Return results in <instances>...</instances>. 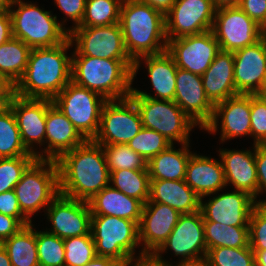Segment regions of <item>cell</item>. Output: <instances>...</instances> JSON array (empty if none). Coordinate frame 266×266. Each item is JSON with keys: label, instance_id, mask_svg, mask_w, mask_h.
I'll list each match as a JSON object with an SVG mask.
<instances>
[{"label": "cell", "instance_id": "16", "mask_svg": "<svg viewBox=\"0 0 266 266\" xmlns=\"http://www.w3.org/2000/svg\"><path fill=\"white\" fill-rule=\"evenodd\" d=\"M52 223L49 233L62 239L91 233V210L88 202L59 194L46 208Z\"/></svg>", "mask_w": 266, "mask_h": 266}, {"label": "cell", "instance_id": "10", "mask_svg": "<svg viewBox=\"0 0 266 266\" xmlns=\"http://www.w3.org/2000/svg\"><path fill=\"white\" fill-rule=\"evenodd\" d=\"M170 249L181 257L177 265L204 260L207 255L203 216L201 211L181 214L179 220L165 242L152 256L168 266L170 262L162 259L161 253Z\"/></svg>", "mask_w": 266, "mask_h": 266}, {"label": "cell", "instance_id": "33", "mask_svg": "<svg viewBox=\"0 0 266 266\" xmlns=\"http://www.w3.org/2000/svg\"><path fill=\"white\" fill-rule=\"evenodd\" d=\"M207 251L215 247L240 248L249 246V227L226 226L203 220Z\"/></svg>", "mask_w": 266, "mask_h": 266}, {"label": "cell", "instance_id": "50", "mask_svg": "<svg viewBox=\"0 0 266 266\" xmlns=\"http://www.w3.org/2000/svg\"><path fill=\"white\" fill-rule=\"evenodd\" d=\"M13 37L12 23L9 10L6 5L0 6V45Z\"/></svg>", "mask_w": 266, "mask_h": 266}, {"label": "cell", "instance_id": "11", "mask_svg": "<svg viewBox=\"0 0 266 266\" xmlns=\"http://www.w3.org/2000/svg\"><path fill=\"white\" fill-rule=\"evenodd\" d=\"M143 128L134 100H107L101 111L100 126L93 141L99 145L128 144Z\"/></svg>", "mask_w": 266, "mask_h": 266}, {"label": "cell", "instance_id": "21", "mask_svg": "<svg viewBox=\"0 0 266 266\" xmlns=\"http://www.w3.org/2000/svg\"><path fill=\"white\" fill-rule=\"evenodd\" d=\"M174 102L201 130L212 118L214 104L206 96L201 75L177 68Z\"/></svg>", "mask_w": 266, "mask_h": 266}, {"label": "cell", "instance_id": "22", "mask_svg": "<svg viewBox=\"0 0 266 266\" xmlns=\"http://www.w3.org/2000/svg\"><path fill=\"white\" fill-rule=\"evenodd\" d=\"M238 94H257L266 75V34L255 44L233 52Z\"/></svg>", "mask_w": 266, "mask_h": 266}, {"label": "cell", "instance_id": "20", "mask_svg": "<svg viewBox=\"0 0 266 266\" xmlns=\"http://www.w3.org/2000/svg\"><path fill=\"white\" fill-rule=\"evenodd\" d=\"M181 213L162 203L146 202L139 228V243L144 245L139 257L152 255L168 238Z\"/></svg>", "mask_w": 266, "mask_h": 266}, {"label": "cell", "instance_id": "35", "mask_svg": "<svg viewBox=\"0 0 266 266\" xmlns=\"http://www.w3.org/2000/svg\"><path fill=\"white\" fill-rule=\"evenodd\" d=\"M35 156L23 145L14 112L10 107L0 111V158Z\"/></svg>", "mask_w": 266, "mask_h": 266}, {"label": "cell", "instance_id": "47", "mask_svg": "<svg viewBox=\"0 0 266 266\" xmlns=\"http://www.w3.org/2000/svg\"><path fill=\"white\" fill-rule=\"evenodd\" d=\"M238 7L266 31V0H241Z\"/></svg>", "mask_w": 266, "mask_h": 266}, {"label": "cell", "instance_id": "5", "mask_svg": "<svg viewBox=\"0 0 266 266\" xmlns=\"http://www.w3.org/2000/svg\"><path fill=\"white\" fill-rule=\"evenodd\" d=\"M5 5L11 16L13 37L22 40L31 49L60 45L69 38L64 22L58 23L57 16L51 11L21 0H10ZM14 5L18 6L16 10Z\"/></svg>", "mask_w": 266, "mask_h": 266}, {"label": "cell", "instance_id": "30", "mask_svg": "<svg viewBox=\"0 0 266 266\" xmlns=\"http://www.w3.org/2000/svg\"><path fill=\"white\" fill-rule=\"evenodd\" d=\"M181 145L175 149L173 143L147 162L150 180H185L187 163L193 153L189 143Z\"/></svg>", "mask_w": 266, "mask_h": 266}, {"label": "cell", "instance_id": "7", "mask_svg": "<svg viewBox=\"0 0 266 266\" xmlns=\"http://www.w3.org/2000/svg\"><path fill=\"white\" fill-rule=\"evenodd\" d=\"M91 233L97 256L113 258L123 266L135 258V248L140 246L138 224L128 219L92 215Z\"/></svg>", "mask_w": 266, "mask_h": 266}, {"label": "cell", "instance_id": "39", "mask_svg": "<svg viewBox=\"0 0 266 266\" xmlns=\"http://www.w3.org/2000/svg\"><path fill=\"white\" fill-rule=\"evenodd\" d=\"M209 266H255L250 246L240 248L215 247L207 251Z\"/></svg>", "mask_w": 266, "mask_h": 266}, {"label": "cell", "instance_id": "29", "mask_svg": "<svg viewBox=\"0 0 266 266\" xmlns=\"http://www.w3.org/2000/svg\"><path fill=\"white\" fill-rule=\"evenodd\" d=\"M147 202L166 204L181 214L200 210V197L185 180H150V196Z\"/></svg>", "mask_w": 266, "mask_h": 266}, {"label": "cell", "instance_id": "23", "mask_svg": "<svg viewBox=\"0 0 266 266\" xmlns=\"http://www.w3.org/2000/svg\"><path fill=\"white\" fill-rule=\"evenodd\" d=\"M85 141L86 139L67 117L52 104L47 109L46 116L45 142L47 147L35 156L37 159L56 161L63 153L82 145Z\"/></svg>", "mask_w": 266, "mask_h": 266}, {"label": "cell", "instance_id": "52", "mask_svg": "<svg viewBox=\"0 0 266 266\" xmlns=\"http://www.w3.org/2000/svg\"><path fill=\"white\" fill-rule=\"evenodd\" d=\"M134 264V265H133ZM168 266L156 260L152 255L137 256L136 259L129 260L124 266Z\"/></svg>", "mask_w": 266, "mask_h": 266}, {"label": "cell", "instance_id": "3", "mask_svg": "<svg viewBox=\"0 0 266 266\" xmlns=\"http://www.w3.org/2000/svg\"><path fill=\"white\" fill-rule=\"evenodd\" d=\"M119 24L126 50L134 61L166 51L165 14L161 11L136 0H123Z\"/></svg>", "mask_w": 266, "mask_h": 266}, {"label": "cell", "instance_id": "25", "mask_svg": "<svg viewBox=\"0 0 266 266\" xmlns=\"http://www.w3.org/2000/svg\"><path fill=\"white\" fill-rule=\"evenodd\" d=\"M253 151L220 149L219 157L223 164L226 185L231 183L234 190L244 191L254 197L258 195V179L255 162V144Z\"/></svg>", "mask_w": 266, "mask_h": 266}, {"label": "cell", "instance_id": "36", "mask_svg": "<svg viewBox=\"0 0 266 266\" xmlns=\"http://www.w3.org/2000/svg\"><path fill=\"white\" fill-rule=\"evenodd\" d=\"M123 0H86L82 22L77 27H97L119 23Z\"/></svg>", "mask_w": 266, "mask_h": 266}, {"label": "cell", "instance_id": "27", "mask_svg": "<svg viewBox=\"0 0 266 266\" xmlns=\"http://www.w3.org/2000/svg\"><path fill=\"white\" fill-rule=\"evenodd\" d=\"M206 96L216 104L238 95L234 81V54L220 51L201 76Z\"/></svg>", "mask_w": 266, "mask_h": 266}, {"label": "cell", "instance_id": "54", "mask_svg": "<svg viewBox=\"0 0 266 266\" xmlns=\"http://www.w3.org/2000/svg\"><path fill=\"white\" fill-rule=\"evenodd\" d=\"M82 266H123V265L113 258L96 256L90 262Z\"/></svg>", "mask_w": 266, "mask_h": 266}, {"label": "cell", "instance_id": "1", "mask_svg": "<svg viewBox=\"0 0 266 266\" xmlns=\"http://www.w3.org/2000/svg\"><path fill=\"white\" fill-rule=\"evenodd\" d=\"M60 194L88 202L110 185L102 145L86 140L57 160Z\"/></svg>", "mask_w": 266, "mask_h": 266}, {"label": "cell", "instance_id": "13", "mask_svg": "<svg viewBox=\"0 0 266 266\" xmlns=\"http://www.w3.org/2000/svg\"><path fill=\"white\" fill-rule=\"evenodd\" d=\"M212 32L220 50L234 52L259 41L265 30L238 6L216 9Z\"/></svg>", "mask_w": 266, "mask_h": 266}, {"label": "cell", "instance_id": "57", "mask_svg": "<svg viewBox=\"0 0 266 266\" xmlns=\"http://www.w3.org/2000/svg\"><path fill=\"white\" fill-rule=\"evenodd\" d=\"M0 266H12L6 249L0 244Z\"/></svg>", "mask_w": 266, "mask_h": 266}, {"label": "cell", "instance_id": "48", "mask_svg": "<svg viewBox=\"0 0 266 266\" xmlns=\"http://www.w3.org/2000/svg\"><path fill=\"white\" fill-rule=\"evenodd\" d=\"M255 162L258 179V194H260L266 192V150L260 148L258 145H255ZM258 203H266V200H259Z\"/></svg>", "mask_w": 266, "mask_h": 266}, {"label": "cell", "instance_id": "4", "mask_svg": "<svg viewBox=\"0 0 266 266\" xmlns=\"http://www.w3.org/2000/svg\"><path fill=\"white\" fill-rule=\"evenodd\" d=\"M71 81L94 91L106 100L129 97L133 87L134 60L71 56Z\"/></svg>", "mask_w": 266, "mask_h": 266}, {"label": "cell", "instance_id": "59", "mask_svg": "<svg viewBox=\"0 0 266 266\" xmlns=\"http://www.w3.org/2000/svg\"><path fill=\"white\" fill-rule=\"evenodd\" d=\"M260 96L266 97V75L260 91L257 93Z\"/></svg>", "mask_w": 266, "mask_h": 266}, {"label": "cell", "instance_id": "28", "mask_svg": "<svg viewBox=\"0 0 266 266\" xmlns=\"http://www.w3.org/2000/svg\"><path fill=\"white\" fill-rule=\"evenodd\" d=\"M88 204L92 215L116 216L135 221L138 225L144 206L140 200L125 195L111 185L97 193Z\"/></svg>", "mask_w": 266, "mask_h": 266}, {"label": "cell", "instance_id": "37", "mask_svg": "<svg viewBox=\"0 0 266 266\" xmlns=\"http://www.w3.org/2000/svg\"><path fill=\"white\" fill-rule=\"evenodd\" d=\"M109 172L117 170H148L147 161L127 144L102 145Z\"/></svg>", "mask_w": 266, "mask_h": 266}, {"label": "cell", "instance_id": "32", "mask_svg": "<svg viewBox=\"0 0 266 266\" xmlns=\"http://www.w3.org/2000/svg\"><path fill=\"white\" fill-rule=\"evenodd\" d=\"M31 48L22 40L12 37L0 45V73L15 85L23 77Z\"/></svg>", "mask_w": 266, "mask_h": 266}, {"label": "cell", "instance_id": "18", "mask_svg": "<svg viewBox=\"0 0 266 266\" xmlns=\"http://www.w3.org/2000/svg\"><path fill=\"white\" fill-rule=\"evenodd\" d=\"M256 204L254 197L239 190L212 197L208 202L200 198L203 220L226 226L249 227L251 212Z\"/></svg>", "mask_w": 266, "mask_h": 266}, {"label": "cell", "instance_id": "34", "mask_svg": "<svg viewBox=\"0 0 266 266\" xmlns=\"http://www.w3.org/2000/svg\"><path fill=\"white\" fill-rule=\"evenodd\" d=\"M125 195L145 204L150 196V176L148 170H117L110 173V184Z\"/></svg>", "mask_w": 266, "mask_h": 266}, {"label": "cell", "instance_id": "60", "mask_svg": "<svg viewBox=\"0 0 266 266\" xmlns=\"http://www.w3.org/2000/svg\"><path fill=\"white\" fill-rule=\"evenodd\" d=\"M258 146L264 150H266V136L261 140Z\"/></svg>", "mask_w": 266, "mask_h": 266}, {"label": "cell", "instance_id": "15", "mask_svg": "<svg viewBox=\"0 0 266 266\" xmlns=\"http://www.w3.org/2000/svg\"><path fill=\"white\" fill-rule=\"evenodd\" d=\"M167 53L178 68L203 75L221 51L212 30L167 41Z\"/></svg>", "mask_w": 266, "mask_h": 266}, {"label": "cell", "instance_id": "2", "mask_svg": "<svg viewBox=\"0 0 266 266\" xmlns=\"http://www.w3.org/2000/svg\"><path fill=\"white\" fill-rule=\"evenodd\" d=\"M73 46L68 38L53 47L31 49L23 77L15 85V94L24 98L53 100L71 81Z\"/></svg>", "mask_w": 266, "mask_h": 266}, {"label": "cell", "instance_id": "43", "mask_svg": "<svg viewBox=\"0 0 266 266\" xmlns=\"http://www.w3.org/2000/svg\"><path fill=\"white\" fill-rule=\"evenodd\" d=\"M251 250H266V203H256L249 220Z\"/></svg>", "mask_w": 266, "mask_h": 266}, {"label": "cell", "instance_id": "31", "mask_svg": "<svg viewBox=\"0 0 266 266\" xmlns=\"http://www.w3.org/2000/svg\"><path fill=\"white\" fill-rule=\"evenodd\" d=\"M33 227L32 223L25 225L1 243L8 253L12 266H40L36 231Z\"/></svg>", "mask_w": 266, "mask_h": 266}, {"label": "cell", "instance_id": "41", "mask_svg": "<svg viewBox=\"0 0 266 266\" xmlns=\"http://www.w3.org/2000/svg\"><path fill=\"white\" fill-rule=\"evenodd\" d=\"M171 144L167 138L157 131L143 127L127 145L148 162Z\"/></svg>", "mask_w": 266, "mask_h": 266}, {"label": "cell", "instance_id": "40", "mask_svg": "<svg viewBox=\"0 0 266 266\" xmlns=\"http://www.w3.org/2000/svg\"><path fill=\"white\" fill-rule=\"evenodd\" d=\"M63 240L65 266H82L97 256L92 233Z\"/></svg>", "mask_w": 266, "mask_h": 266}, {"label": "cell", "instance_id": "9", "mask_svg": "<svg viewBox=\"0 0 266 266\" xmlns=\"http://www.w3.org/2000/svg\"><path fill=\"white\" fill-rule=\"evenodd\" d=\"M139 111L144 128L152 129L173 141L185 144L190 141V131L197 126L174 102L143 96H130Z\"/></svg>", "mask_w": 266, "mask_h": 266}, {"label": "cell", "instance_id": "45", "mask_svg": "<svg viewBox=\"0 0 266 266\" xmlns=\"http://www.w3.org/2000/svg\"><path fill=\"white\" fill-rule=\"evenodd\" d=\"M0 213L16 218L23 226L32 223L22 213L14 190L0 193Z\"/></svg>", "mask_w": 266, "mask_h": 266}, {"label": "cell", "instance_id": "61", "mask_svg": "<svg viewBox=\"0 0 266 266\" xmlns=\"http://www.w3.org/2000/svg\"><path fill=\"white\" fill-rule=\"evenodd\" d=\"M10 0H0V5H5L8 3Z\"/></svg>", "mask_w": 266, "mask_h": 266}, {"label": "cell", "instance_id": "44", "mask_svg": "<svg viewBox=\"0 0 266 266\" xmlns=\"http://www.w3.org/2000/svg\"><path fill=\"white\" fill-rule=\"evenodd\" d=\"M251 136L258 145L266 136V97L251 94Z\"/></svg>", "mask_w": 266, "mask_h": 266}, {"label": "cell", "instance_id": "56", "mask_svg": "<svg viewBox=\"0 0 266 266\" xmlns=\"http://www.w3.org/2000/svg\"><path fill=\"white\" fill-rule=\"evenodd\" d=\"M241 0H212L216 8L226 6H238Z\"/></svg>", "mask_w": 266, "mask_h": 266}, {"label": "cell", "instance_id": "17", "mask_svg": "<svg viewBox=\"0 0 266 266\" xmlns=\"http://www.w3.org/2000/svg\"><path fill=\"white\" fill-rule=\"evenodd\" d=\"M219 118L222 143L239 136H251V94H238L214 104L212 118L203 129L216 133Z\"/></svg>", "mask_w": 266, "mask_h": 266}, {"label": "cell", "instance_id": "46", "mask_svg": "<svg viewBox=\"0 0 266 266\" xmlns=\"http://www.w3.org/2000/svg\"><path fill=\"white\" fill-rule=\"evenodd\" d=\"M54 1L58 8L74 22V26H72L70 29L68 28V32L81 24L85 12L86 0Z\"/></svg>", "mask_w": 266, "mask_h": 266}, {"label": "cell", "instance_id": "51", "mask_svg": "<svg viewBox=\"0 0 266 266\" xmlns=\"http://www.w3.org/2000/svg\"><path fill=\"white\" fill-rule=\"evenodd\" d=\"M15 95V84L0 73V106L8 108Z\"/></svg>", "mask_w": 266, "mask_h": 266}, {"label": "cell", "instance_id": "55", "mask_svg": "<svg viewBox=\"0 0 266 266\" xmlns=\"http://www.w3.org/2000/svg\"><path fill=\"white\" fill-rule=\"evenodd\" d=\"M254 252L255 266H266V250H252Z\"/></svg>", "mask_w": 266, "mask_h": 266}, {"label": "cell", "instance_id": "38", "mask_svg": "<svg viewBox=\"0 0 266 266\" xmlns=\"http://www.w3.org/2000/svg\"><path fill=\"white\" fill-rule=\"evenodd\" d=\"M40 266H65L64 240L46 231H36Z\"/></svg>", "mask_w": 266, "mask_h": 266}, {"label": "cell", "instance_id": "6", "mask_svg": "<svg viewBox=\"0 0 266 266\" xmlns=\"http://www.w3.org/2000/svg\"><path fill=\"white\" fill-rule=\"evenodd\" d=\"M13 190L22 213L31 221L33 214L48 207L60 194L56 161L36 159Z\"/></svg>", "mask_w": 266, "mask_h": 266}, {"label": "cell", "instance_id": "53", "mask_svg": "<svg viewBox=\"0 0 266 266\" xmlns=\"http://www.w3.org/2000/svg\"><path fill=\"white\" fill-rule=\"evenodd\" d=\"M136 1L146 3L151 7L166 14L171 9L176 0H136Z\"/></svg>", "mask_w": 266, "mask_h": 266}, {"label": "cell", "instance_id": "42", "mask_svg": "<svg viewBox=\"0 0 266 266\" xmlns=\"http://www.w3.org/2000/svg\"><path fill=\"white\" fill-rule=\"evenodd\" d=\"M36 156L0 158V193L13 190Z\"/></svg>", "mask_w": 266, "mask_h": 266}, {"label": "cell", "instance_id": "14", "mask_svg": "<svg viewBox=\"0 0 266 266\" xmlns=\"http://www.w3.org/2000/svg\"><path fill=\"white\" fill-rule=\"evenodd\" d=\"M216 9L212 0H176L165 14L167 40L212 30Z\"/></svg>", "mask_w": 266, "mask_h": 266}, {"label": "cell", "instance_id": "26", "mask_svg": "<svg viewBox=\"0 0 266 266\" xmlns=\"http://www.w3.org/2000/svg\"><path fill=\"white\" fill-rule=\"evenodd\" d=\"M185 182L200 198L222 191L227 186L222 161L193 153L187 163Z\"/></svg>", "mask_w": 266, "mask_h": 266}, {"label": "cell", "instance_id": "24", "mask_svg": "<svg viewBox=\"0 0 266 266\" xmlns=\"http://www.w3.org/2000/svg\"><path fill=\"white\" fill-rule=\"evenodd\" d=\"M145 61L146 67L148 68V74L155 91V95L136 88L132 90L129 96H143L151 99L158 100H169L174 101L175 90H176V72L177 66L173 58L167 53V51L157 55H145L137 58L134 61L133 66V79L136 76L139 67L140 60Z\"/></svg>", "mask_w": 266, "mask_h": 266}, {"label": "cell", "instance_id": "58", "mask_svg": "<svg viewBox=\"0 0 266 266\" xmlns=\"http://www.w3.org/2000/svg\"><path fill=\"white\" fill-rule=\"evenodd\" d=\"M174 266V265H173ZM175 266H209L208 262L204 260L200 261H195V262H190V263H183L180 265H175Z\"/></svg>", "mask_w": 266, "mask_h": 266}, {"label": "cell", "instance_id": "19", "mask_svg": "<svg viewBox=\"0 0 266 266\" xmlns=\"http://www.w3.org/2000/svg\"><path fill=\"white\" fill-rule=\"evenodd\" d=\"M53 104L49 99L24 98L14 95L9 107L14 112L23 145L33 155V144L45 143L47 109Z\"/></svg>", "mask_w": 266, "mask_h": 266}, {"label": "cell", "instance_id": "8", "mask_svg": "<svg viewBox=\"0 0 266 266\" xmlns=\"http://www.w3.org/2000/svg\"><path fill=\"white\" fill-rule=\"evenodd\" d=\"M52 101L86 140L94 139L107 101L103 96L70 81Z\"/></svg>", "mask_w": 266, "mask_h": 266}, {"label": "cell", "instance_id": "12", "mask_svg": "<svg viewBox=\"0 0 266 266\" xmlns=\"http://www.w3.org/2000/svg\"><path fill=\"white\" fill-rule=\"evenodd\" d=\"M69 39L72 44L76 42L72 56L133 60L126 50L119 23L97 27H75L69 31Z\"/></svg>", "mask_w": 266, "mask_h": 266}, {"label": "cell", "instance_id": "49", "mask_svg": "<svg viewBox=\"0 0 266 266\" xmlns=\"http://www.w3.org/2000/svg\"><path fill=\"white\" fill-rule=\"evenodd\" d=\"M22 227L23 225L16 218L0 213V244Z\"/></svg>", "mask_w": 266, "mask_h": 266}]
</instances>
